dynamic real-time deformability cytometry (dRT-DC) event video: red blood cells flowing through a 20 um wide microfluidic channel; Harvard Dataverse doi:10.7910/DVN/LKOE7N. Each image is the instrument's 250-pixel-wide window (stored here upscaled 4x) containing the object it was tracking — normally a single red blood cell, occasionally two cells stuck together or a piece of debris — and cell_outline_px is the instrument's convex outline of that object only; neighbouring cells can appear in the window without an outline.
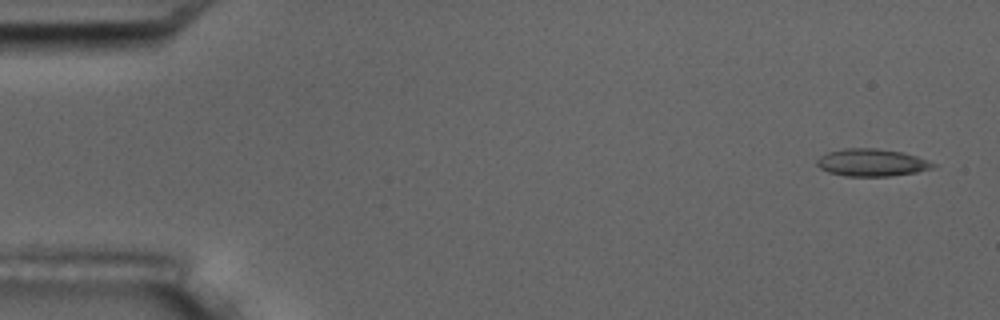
{"species": "common noctule bat (a hibernating species)", "species_latin": "Nyctalus noctula", "temperature_condition": "room temperature", "stored_images_in_passage": 5, "camera_frame_rate_fps": 3000, "um_per_image_px": 0.085, "animal": {"sex": "male", "body_mass_g": 17.5, "forearm_length_mm": 52.3}, "frame": {"image": 1, "passage_image": 1, "time_ms": 0.0, "image_size_px": [1000, 320], "cell_outline_px": [[936, 164], [932, 168], [916, 172], [888, 176], [844, 176], [828, 172], [820, 168], [816, 164], [816, 160], [820, 156], [828, 152], [844, 148], [876, 148], [900, 152], [916, 156], [928, 160]], "centroid_in_image_um": [74.06, 13.82], "position_along_channel_um": 10.9, "area_um2": 18.44}}
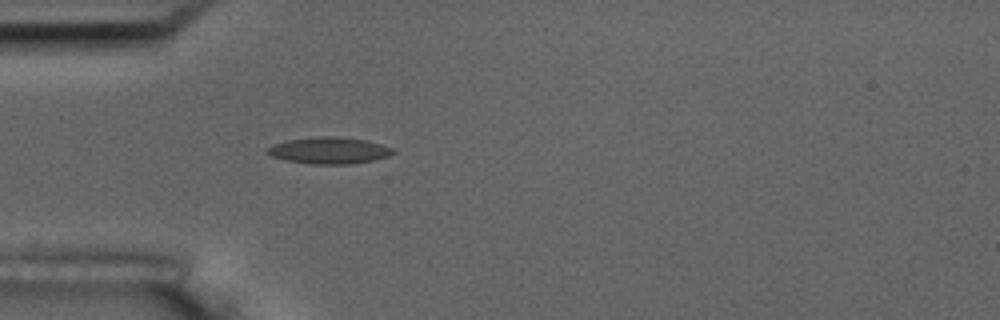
{"frame": {"image": 2, "passage_image": 5, "time_ms": 4.667, "image_size_px": [1000, 320], "cell_outline_px": [[396, 152], [388, 156], [372, 160], [352, 164], [312, 164], [284, 160], [272, 156], [264, 152], [272, 144], [288, 140], [320, 136], [332, 136], [368, 140], [392, 148]], "centroid_in_image_um": [27.95, 12.79], "position_along_channel_um": 57.0, "area_um2": 19.48}}